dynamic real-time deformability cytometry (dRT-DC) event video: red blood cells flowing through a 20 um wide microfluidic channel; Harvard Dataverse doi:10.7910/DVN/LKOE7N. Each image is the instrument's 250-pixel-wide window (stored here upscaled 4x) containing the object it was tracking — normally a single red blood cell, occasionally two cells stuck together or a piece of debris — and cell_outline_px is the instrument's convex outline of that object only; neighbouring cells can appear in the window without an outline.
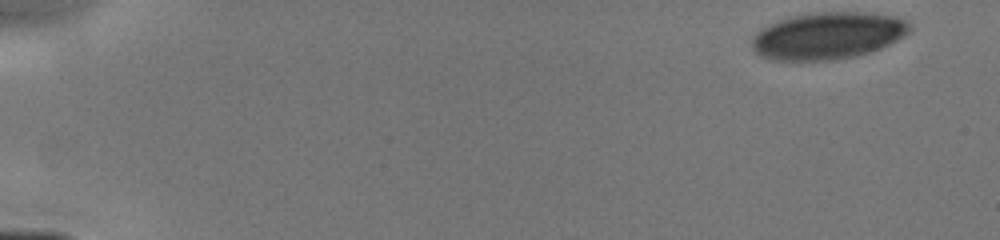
{"species": "human", "species_latin": "Homo sapiens", "temperature_condition": "cold", "stored_images_in_passage": 49, "camera_frame_rate_fps": 3000, "um_per_image_px": 0.085, "donor": {"sex": "male"}, "frame": {"image": 1, "passage_image": 1, "time_ms": 0.0, "image_size_px": [1000, 240], "cell_outline_px": [[912, 28], [904, 36], [880, 48], [856, 56], [832, 60], [776, 60], [760, 56], [752, 48], [752, 36], [760, 28], [768, 24], [792, 16], [820, 12], [872, 12], [892, 16], [904, 20]], "centroid_in_image_um": [70.34, 3.03], "position_along_channel_um": 14.7, "area_um2": 43.06}}
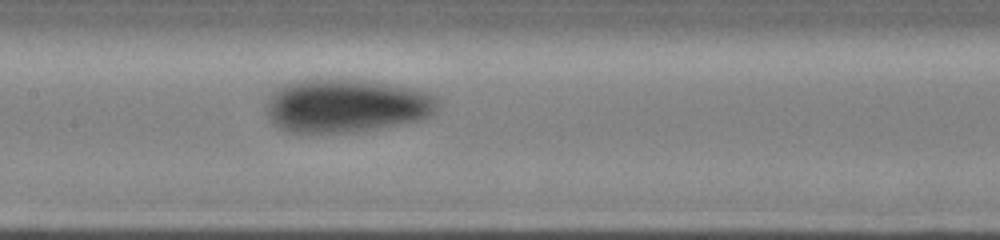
{"frame": {"image": 2, "passage_image": 30, "time_ms": 7.333, "image_size_px": [1000, 240], "cell_outline_px": [[436, 108], [428, 116], [420, 120], [376, 128], [348, 132], [284, 132], [268, 120], [268, 100], [276, 88], [284, 84], [300, 80], [368, 80], [416, 88], [428, 92], [436, 96]], "centroid_in_image_um": [29.41, 8.98], "position_along_channel_um": 178.0, "area_um2": 53.06}}
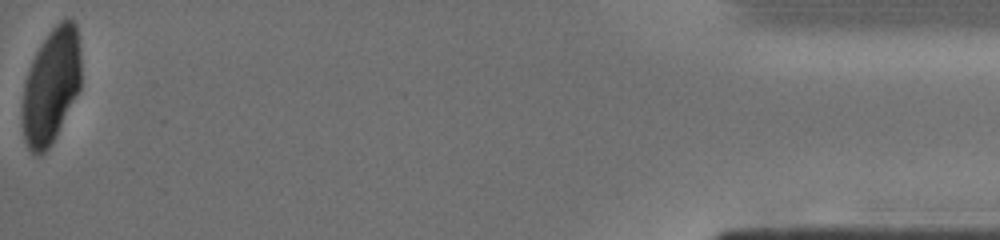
{"frame": {"image": 3, "passage_image": 49, "time_ms": 15.0, "image_size_px": [1000, 240], "cell_outline_px": [[80, 88], [52, 144], [40, 156], [36, 156], [28, 148], [24, 140], [20, 116], [20, 112], [24, 80], [28, 68], [40, 44], [48, 32], [60, 20], [72, 16], [76, 24], [80, 52]], "centroid_in_image_um": [4.31, 7.31], "position_along_channel_um": 430.9, "area_um2": 40.17}}